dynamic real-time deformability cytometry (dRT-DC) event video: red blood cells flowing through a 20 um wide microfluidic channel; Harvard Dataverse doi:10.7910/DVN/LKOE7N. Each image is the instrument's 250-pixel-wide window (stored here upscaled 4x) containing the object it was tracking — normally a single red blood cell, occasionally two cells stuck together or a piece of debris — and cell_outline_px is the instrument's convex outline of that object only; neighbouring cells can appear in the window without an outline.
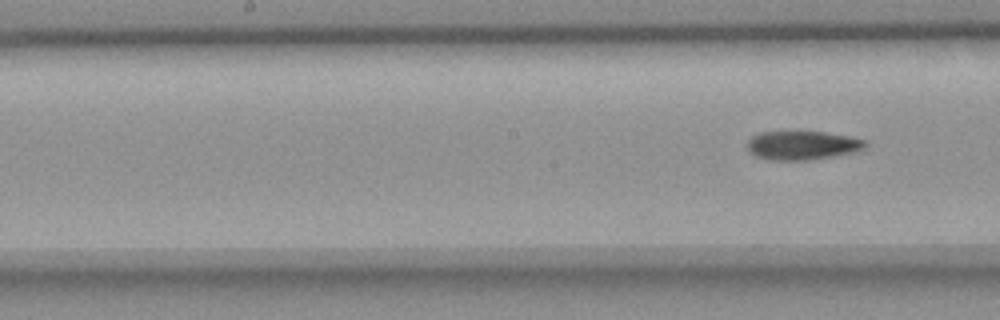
{"species": "common noctule bat (a hibernating species)", "species_latin": "Nyctalus noctula", "temperature_condition": "room temperature", "stored_images_in_passage": 8, "camera_frame_rate_fps": 3000, "um_per_image_px": 0.085, "animal": {"sex": "female", "body_mass_g": 18.4}, "frame": {"image": 1, "passage_image": 8, "time_ms": 8.333, "image_size_px": [1000, 320], "cell_outline_px": [[868, 144], [864, 148], [852, 152], [832, 156], [808, 160], [772, 160], [756, 156], [748, 148], [748, 140], [752, 136], [760, 132], [824, 132], [848, 136], [868, 140]], "centroid_in_image_um": [68.22, 12.35], "position_along_channel_um": 180.0, "area_um2": 19.59}}